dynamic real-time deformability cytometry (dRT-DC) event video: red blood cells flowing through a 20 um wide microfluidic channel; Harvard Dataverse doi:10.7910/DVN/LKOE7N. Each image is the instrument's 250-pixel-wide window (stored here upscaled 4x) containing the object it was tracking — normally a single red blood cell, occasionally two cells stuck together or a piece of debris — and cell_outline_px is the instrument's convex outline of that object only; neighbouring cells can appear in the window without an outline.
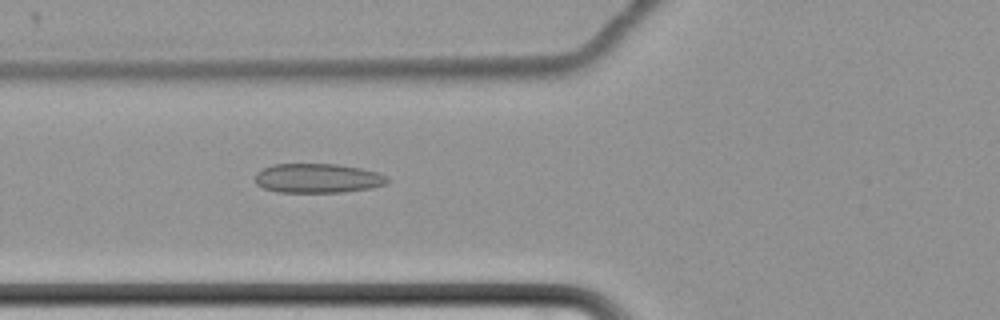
{"species": "common noctule bat (a hibernating species)", "species_latin": "Nyctalus noctula", "temperature_condition": "cold", "stored_images_in_passage": 44, "camera_frame_rate_fps": 3000, "um_per_image_px": 0.085, "animal": {"sex": "female", "body_mass_g": 22.7, "forearm_length_mm": 54.2}, "frame": {"image": 1, "passage_image": 7, "time_ms": 2.0, "image_size_px": [1000, 320], "cell_outline_px": [[388, 180], [384, 184], [372, 188], [340, 192], [276, 192], [264, 188], [256, 184], [256, 172], [272, 164], [336, 164], [360, 168], [376, 172], [388, 176]], "centroid_in_image_um": [26.98, 15.15], "position_along_channel_um": 98.8, "area_um2": 22.54}}
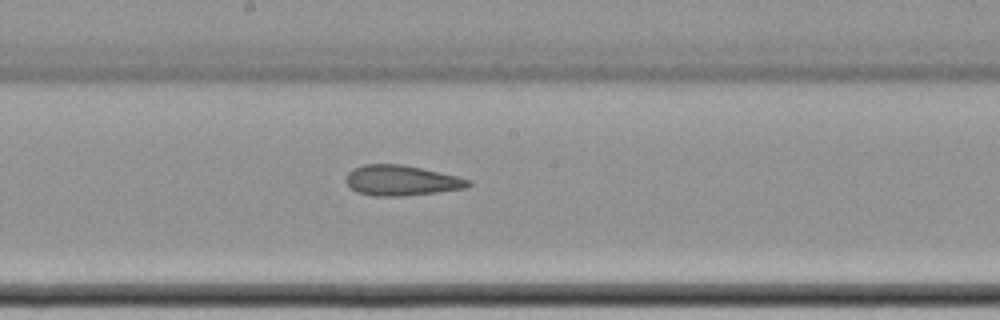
{"frame": {"image": 2, "passage_image": 17, "time_ms": 5.333, "image_size_px": [1000, 320], "cell_outline_px": [[472, 184], [468, 188], [404, 196], [372, 196], [356, 192], [344, 180], [348, 172], [364, 164], [400, 164], [420, 168], [456, 176], [472, 180]], "centroid_in_image_um": [34.12, 15.35], "position_along_channel_um": 214.1, "area_um2": 21.56}}
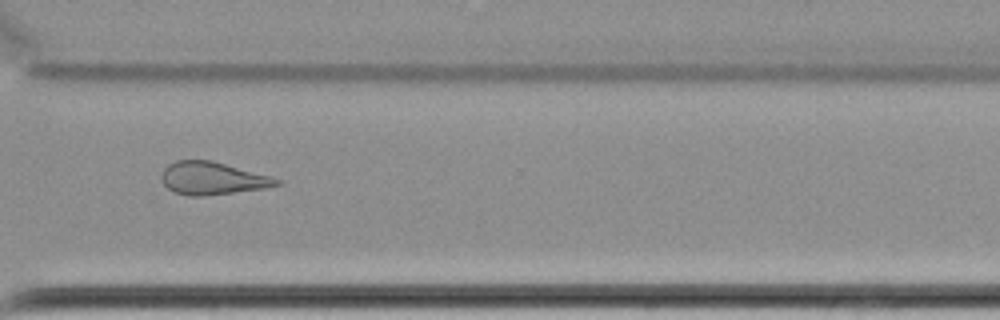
{"frame": {"image": 3, "passage_image": 29, "time_ms": 9.333, "image_size_px": [1000, 320], "cell_outline_px": [[284, 184], [264, 188], [204, 196], [188, 196], [172, 192], [160, 180], [160, 176], [164, 168], [168, 164], [176, 160], [212, 160], [272, 176], [284, 180]], "centroid_in_image_um": [18.07, 15.16], "position_along_channel_um": 352.5, "area_um2": 22.31}, "authors_computed_cell_mechanics": {"area_um2": 22.2819, "velocity_mm_per_s": 3.4504, "shape_relaxation_time_tau1_ms": null, "shape_relaxation_time_tau2_ms": 3.4856, "deformation_change_tau1": null, "deformation_change_tau2": 0.1302}}